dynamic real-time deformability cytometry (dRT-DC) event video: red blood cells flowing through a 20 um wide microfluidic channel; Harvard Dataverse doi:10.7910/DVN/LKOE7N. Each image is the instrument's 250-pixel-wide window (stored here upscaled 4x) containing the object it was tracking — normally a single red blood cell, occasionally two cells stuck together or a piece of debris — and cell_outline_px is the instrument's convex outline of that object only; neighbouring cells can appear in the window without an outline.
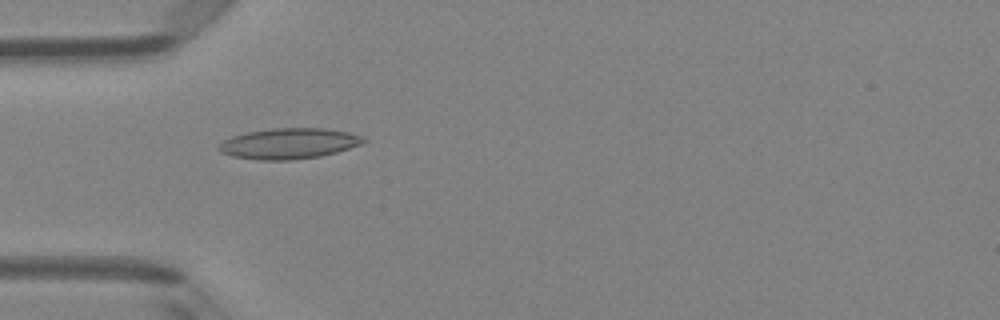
{"species": "Egyptian fruit bat (a non-hibernating species)", "species_latin": "Rousettus aegyptiacus", "temperature_condition": "room temperature", "stored_images_in_passage": 3, "camera_frame_rate_fps": 3000, "um_per_image_px": 0.085, "animal": {"sex": "female"}, "frame": {"image": 1, "passage_image": 2, "time_ms": 1.0, "image_size_px": [1000, 320], "cell_outline_px": [[368, 140], [364, 144], [336, 152], [320, 156], [292, 160], [260, 160], [232, 156], [220, 152], [216, 148], [224, 140], [232, 136], [248, 132], [272, 128], [324, 128], [348, 132], [364, 136]], "centroid_in_image_um": [24.59, 12.2], "position_along_channel_um": 60.4, "area_um2": 26.01}}
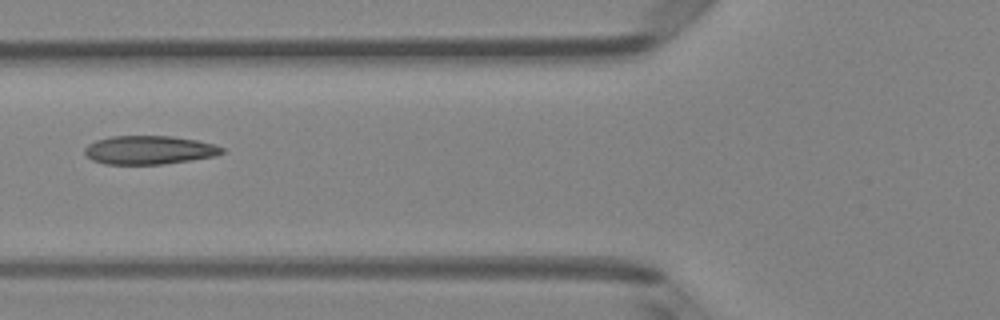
{"frame": {"image": 2, "passage_image": 3, "time_ms": 2.333, "image_size_px": [1000, 320], "cell_outline_px": [[224, 152], [216, 156], [192, 160], [160, 164], [104, 164], [92, 160], [84, 152], [84, 148], [88, 144], [96, 140], [112, 136], [172, 136], [196, 140], [212, 144], [224, 148]], "centroid_in_image_um": [12.67, 12.75], "position_along_channel_um": 113.1, "area_um2": 22.83}}